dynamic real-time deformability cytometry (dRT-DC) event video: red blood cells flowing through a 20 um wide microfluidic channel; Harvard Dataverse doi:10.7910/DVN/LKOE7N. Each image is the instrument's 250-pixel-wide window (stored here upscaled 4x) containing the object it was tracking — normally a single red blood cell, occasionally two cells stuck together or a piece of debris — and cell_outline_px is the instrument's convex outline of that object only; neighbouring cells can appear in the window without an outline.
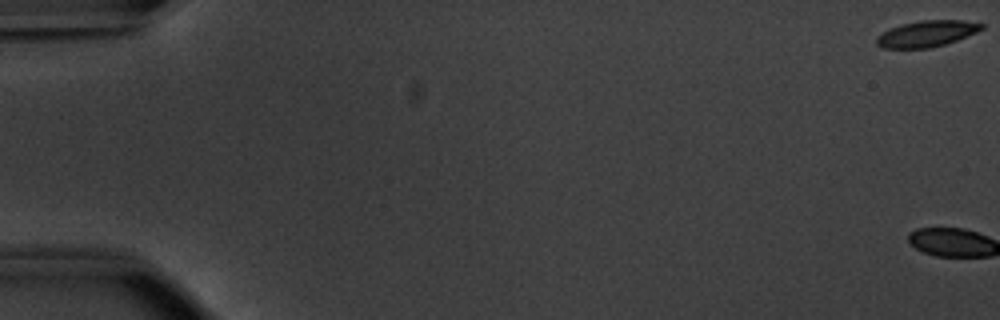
{"species": "common noctule bat (a hibernating species)", "species_latin": "Nyctalus noctula", "temperature_condition": "warm", "stored_images_in_passage": 2, "camera_frame_rate_fps": 3000, "um_per_image_px": 0.085, "animal": {"sex": "male", "body_mass_g": 20.1, "forearm_length_mm": 53.5}, "frame": {"image": 1, "passage_image": 1, "time_ms": 0.0, "image_size_px": [1000, 320], "cell_outline_px": [[984, 28], [976, 32], [956, 40], [944, 44], [928, 48], [884, 48], [876, 44], [876, 36], [888, 28], [900, 24], [920, 20], [960, 20], [984, 24]], "centroid_in_image_um": [78.72, 2.85], "position_along_channel_um": 6.3, "area_um2": 16.01}}